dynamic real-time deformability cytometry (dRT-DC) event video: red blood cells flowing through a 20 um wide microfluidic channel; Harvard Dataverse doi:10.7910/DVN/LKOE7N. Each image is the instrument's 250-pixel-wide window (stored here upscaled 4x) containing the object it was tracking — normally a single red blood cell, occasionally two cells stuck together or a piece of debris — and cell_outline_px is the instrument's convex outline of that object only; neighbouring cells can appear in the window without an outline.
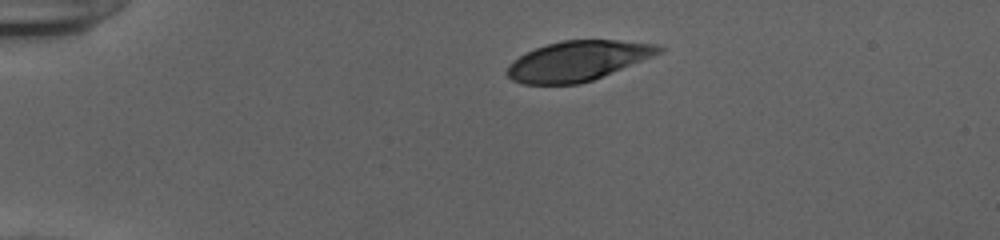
{"species": "human", "species_latin": "Homo sapiens", "temperature_condition": "cold", "stored_images_in_passage": 42, "camera_frame_rate_fps": 3000, "um_per_image_px": 0.085, "donor": {"sex": "female"}, "frame": {"image": 1, "passage_image": 1, "time_ms": 0.0, "image_size_px": [1000, 240], "cell_outline_px": [[664, 52], [592, 80], [580, 84], [524, 84], [512, 80], [508, 76], [508, 64], [520, 56], [536, 48], [560, 40], [616, 40], [660, 44], [664, 48]], "centroid_in_image_um": [49.16, 5.17], "position_along_channel_um": 35.8, "area_um2": 35.08}}
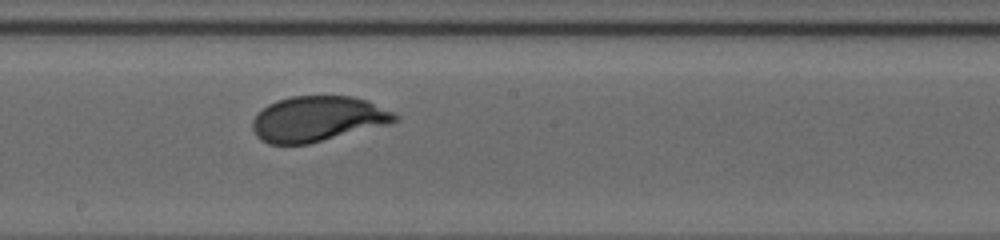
{"frame": {"image": 2, "passage_image": 20, "time_ms": 6.333, "image_size_px": [1000, 240], "cell_outline_px": [[400, 120], [392, 124], [308, 144], [268, 144], [260, 140], [256, 136], [252, 128], [252, 120], [268, 104], [276, 100], [292, 96], [352, 96], [368, 100], [400, 116]], "centroid_in_image_um": [27.04, 10.11], "position_along_channel_um": 221.2, "area_um2": 37.92}}
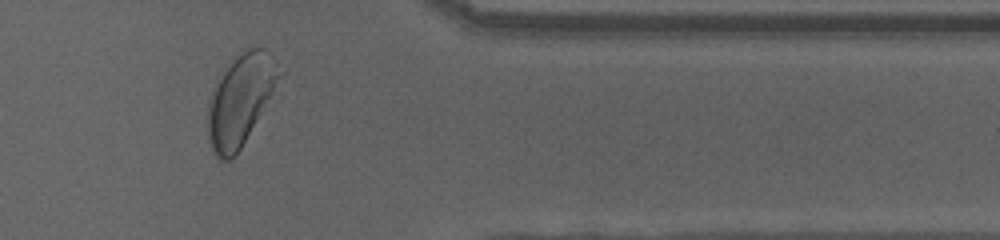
{"frame": {"image": 3, "passage_image": 34, "time_ms": 11.0, "image_size_px": [1000, 240], "cell_outline_px": [[284, 72], [240, 148], [228, 160], [220, 160], [216, 156], [208, 140], [208, 100], [216, 80], [224, 64], [248, 48], [264, 48], [276, 60]], "centroid_in_image_um": [20.41, 8.41], "position_along_channel_um": 391.0, "area_um2": 37.57}, "authors_computed_cell_mechanics": {"area_um2": 38.2347, "velocity_mm_per_s": 3.881, "shape_relaxation_time_tau1_ms": 3.1758, "shape_relaxation_time_tau2_ms": null, "deformation_change_tau1": 0.1483, "deformation_change_tau2": null}}